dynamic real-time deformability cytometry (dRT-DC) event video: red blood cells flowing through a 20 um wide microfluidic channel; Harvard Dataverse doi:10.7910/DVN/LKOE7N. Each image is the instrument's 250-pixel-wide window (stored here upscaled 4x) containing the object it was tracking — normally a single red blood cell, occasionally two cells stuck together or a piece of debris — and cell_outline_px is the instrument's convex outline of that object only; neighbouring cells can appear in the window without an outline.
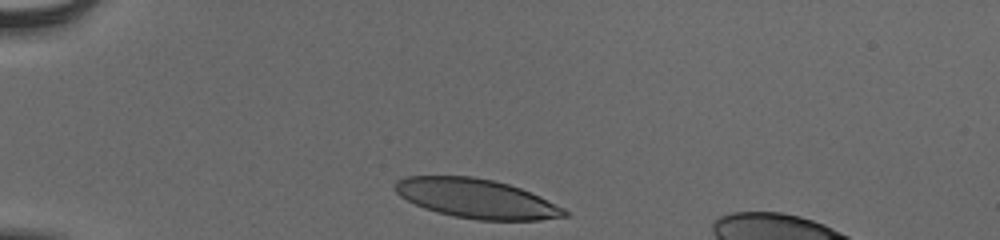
{"species": "human", "species_latin": "Homo sapiens", "temperature_condition": "cold", "stored_images_in_passage": 33, "camera_frame_rate_fps": 3000, "um_per_image_px": 0.085, "donor": {"sex": "male"}, "frame": {"image": 1, "passage_image": 1, "time_ms": 0.0, "image_size_px": [1000, 240], "cell_outline_px": [[568, 216], [540, 220], [476, 220], [452, 216], [436, 212], [424, 208], [400, 196], [392, 188], [396, 180], [404, 176], [472, 176], [492, 180], [508, 184], [520, 188], [540, 196], [564, 208], [568, 212]], "centroid_in_image_um": [40.47, 16.88], "position_along_channel_um": 44.5, "area_um2": 38.9}}
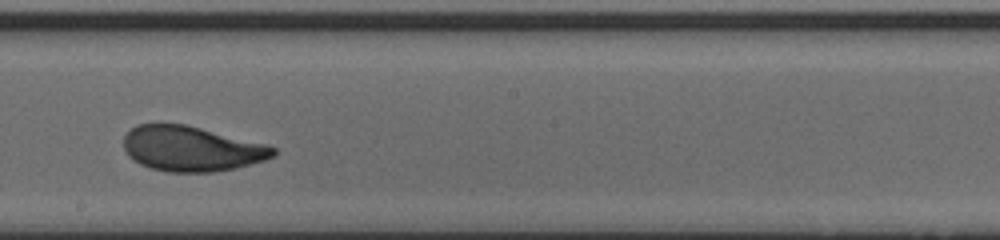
{"frame": {"image": 2, "passage_image": 19, "time_ms": 6.0, "image_size_px": [1000, 240], "cell_outline_px": [[276, 156], [264, 160], [236, 168], [216, 172], [168, 172], [152, 168], [140, 164], [128, 156], [124, 148], [124, 136], [136, 124], [156, 120], [160, 120], [188, 124], [268, 144], [276, 148]], "centroid_in_image_um": [16.26, 12.59], "position_along_channel_um": 231.9, "area_um2": 40.46}}
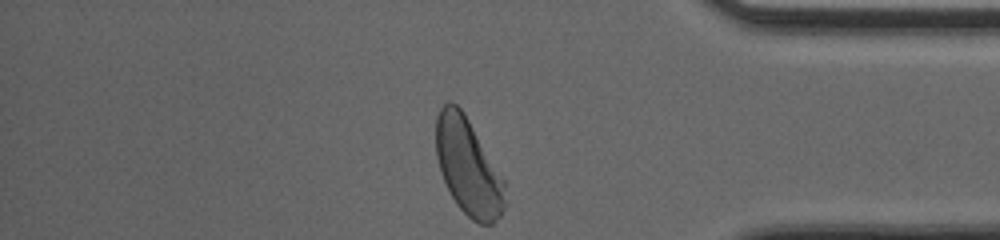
{"frame": {"image": 3, "passage_image": 33, "time_ms": 10.667, "image_size_px": [1000, 240], "cell_outline_px": [[508, 204], [500, 216], [492, 224], [480, 224], [472, 220], [456, 204], [440, 172], [436, 156], [436, 116], [440, 108], [444, 104], [456, 104], [464, 112], [504, 180]], "centroid_in_image_um": [39.81, 14.22], "position_along_channel_um": 395.4, "area_um2": 38.78}, "authors_computed_cell_mechanics": {"area_um2": 39.7664, "velocity_mm_per_s": 3.8413, "shape_relaxation_time_tau1_ms": 2.7451, "shape_relaxation_time_tau2_ms": 0.7889, "deformation_change_tau1": 0.1508, "deformation_change_tau2": 0.0635}}